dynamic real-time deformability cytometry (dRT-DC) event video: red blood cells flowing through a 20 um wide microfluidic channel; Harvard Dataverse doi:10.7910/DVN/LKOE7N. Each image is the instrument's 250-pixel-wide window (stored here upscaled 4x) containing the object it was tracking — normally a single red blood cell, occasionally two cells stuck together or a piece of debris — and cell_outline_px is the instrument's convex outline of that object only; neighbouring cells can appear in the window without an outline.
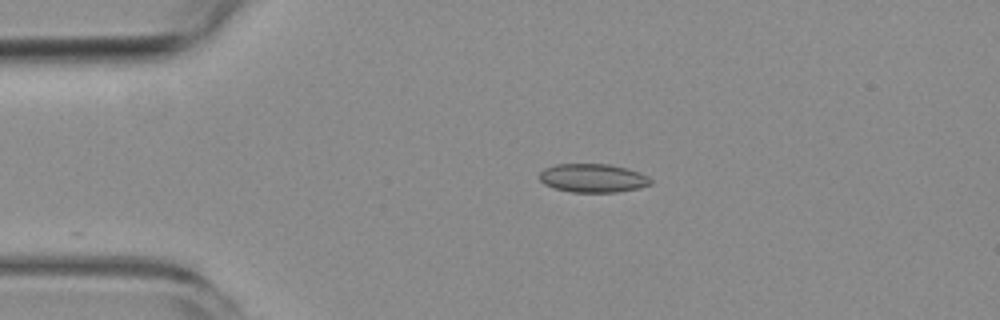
{"species": "common noctule bat (a hibernating species)", "species_latin": "Nyctalus noctula", "temperature_condition": "room temperature", "stored_images_in_passage": 3, "camera_frame_rate_fps": 3000, "um_per_image_px": 0.085, "animal": {"sex": "female", "body_mass_g": 19.3, "forearm_length_mm": 54.1}, "frame": {"image": 1, "passage_image": 2, "time_ms": 1.667, "image_size_px": [1000, 320], "cell_outline_px": [[652, 184], [640, 188], [616, 192], [572, 192], [552, 188], [544, 184], [540, 180], [540, 172], [544, 168], [556, 164], [608, 164], [628, 168], [640, 172], [648, 176], [652, 180]], "centroid_in_image_um": [50.41, 15.14], "position_along_channel_um": 34.6, "area_um2": 18.73}}